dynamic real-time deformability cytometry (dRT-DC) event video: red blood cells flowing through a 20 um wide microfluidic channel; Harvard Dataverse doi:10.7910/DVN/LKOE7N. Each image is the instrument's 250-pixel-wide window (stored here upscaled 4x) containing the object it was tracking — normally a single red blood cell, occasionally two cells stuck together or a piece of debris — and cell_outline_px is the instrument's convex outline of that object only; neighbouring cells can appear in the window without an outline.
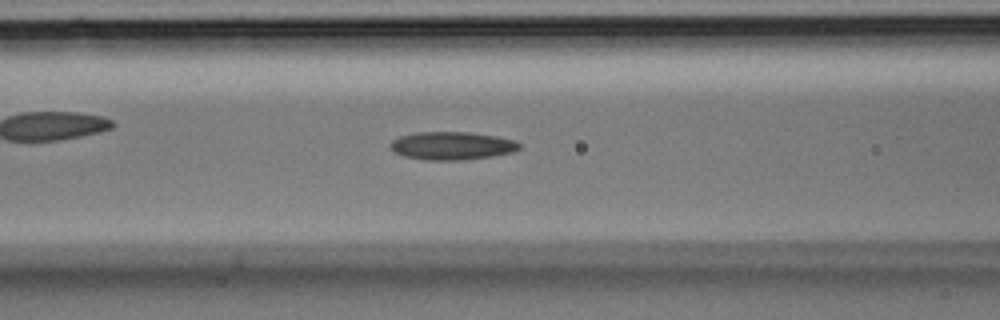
{"species": "Egyptian fruit bat (a non-hibernating species)", "species_latin": "Rousettus aegyptiacus", "temperature_condition": "room temperature", "stored_images_in_passage": 36, "camera_frame_rate_fps": 3000, "um_per_image_px": 0.085, "animal": {"sex": "male"}, "frame": {"image": 1, "passage_image": 14, "time_ms": 4.333, "image_size_px": [1000, 320], "cell_outline_px": [[520, 148], [512, 152], [492, 156], [456, 160], [424, 160], [404, 156], [388, 148], [388, 144], [392, 140], [400, 136], [416, 132], [468, 132], [496, 136], [516, 140], [520, 144]], "centroid_in_image_um": [38.38, 12.38], "position_along_channel_um": 128.2, "area_um2": 21.1}}
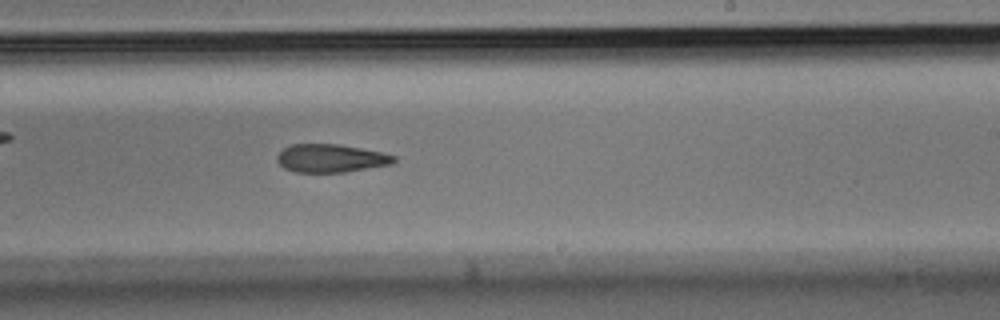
{"frame": {"image": 2, "passage_image": 21, "time_ms": 6.667, "image_size_px": [1000, 320], "cell_outline_px": [[396, 160], [392, 164], [344, 172], [296, 172], [284, 168], [276, 160], [276, 156], [284, 148], [292, 144], [340, 144], [380, 152], [396, 156]], "centroid_in_image_um": [28.11, 13.45], "position_along_channel_um": 260.9, "area_um2": 19.07}}
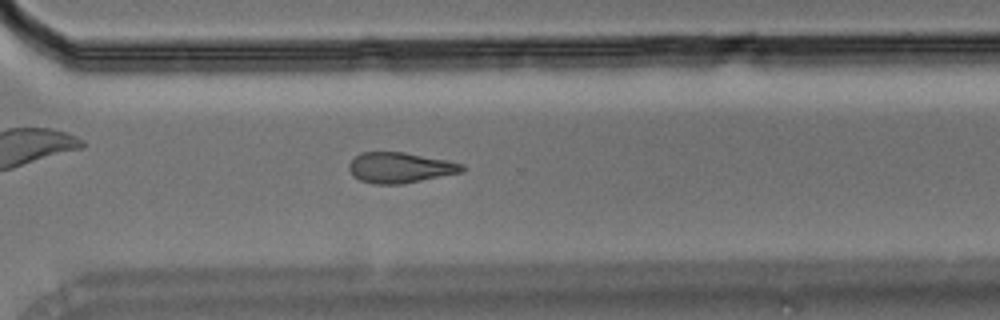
{"frame": {"image": 3, "passage_image": 25, "time_ms": 8.0, "image_size_px": [1000, 320], "cell_outline_px": [[464, 172], [400, 184], [372, 184], [360, 180], [352, 176], [348, 168], [348, 164], [360, 152], [404, 152], [448, 160], [464, 164]], "centroid_in_image_um": [34.0, 14.25], "position_along_channel_um": 336.6, "area_um2": 20.23}}